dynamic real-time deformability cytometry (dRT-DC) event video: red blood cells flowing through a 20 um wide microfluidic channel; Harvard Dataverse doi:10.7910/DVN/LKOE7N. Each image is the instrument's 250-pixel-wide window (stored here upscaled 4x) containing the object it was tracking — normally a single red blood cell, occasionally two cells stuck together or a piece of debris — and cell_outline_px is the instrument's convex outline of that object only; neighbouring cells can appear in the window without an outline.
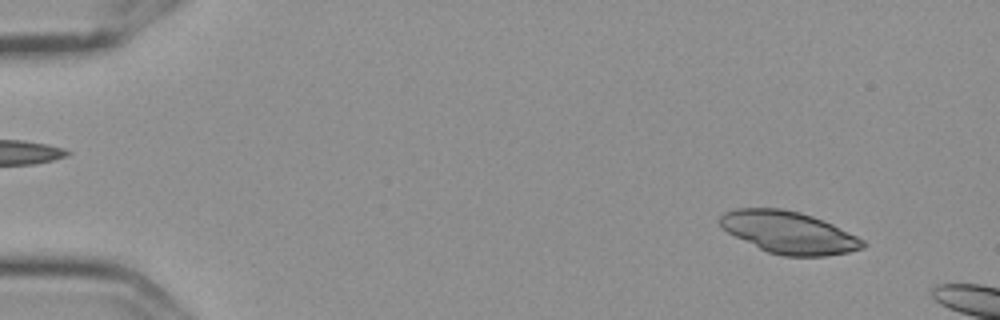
{"species": "Egyptian fruit bat (a non-hibernating species)", "species_latin": "Rousettus aegyptiacus", "temperature_condition": "cold", "stored_images_in_passage": 14, "camera_frame_rate_fps": 3000, "um_per_image_px": 0.085, "frame": {"image": 1, "passage_image": 5, "time_ms": 1.333, "image_size_px": [1000, 320], "cell_outline_px": [[868, 244], [864, 248], [848, 252], [828, 256], [784, 256], [768, 252], [728, 232], [720, 224], [720, 216], [724, 212], [736, 208], [780, 208], [800, 212], [824, 220], [864, 240]], "centroid_in_image_um": [67.08, 19.76], "position_along_channel_um": 17.9, "area_um2": 34.8}}